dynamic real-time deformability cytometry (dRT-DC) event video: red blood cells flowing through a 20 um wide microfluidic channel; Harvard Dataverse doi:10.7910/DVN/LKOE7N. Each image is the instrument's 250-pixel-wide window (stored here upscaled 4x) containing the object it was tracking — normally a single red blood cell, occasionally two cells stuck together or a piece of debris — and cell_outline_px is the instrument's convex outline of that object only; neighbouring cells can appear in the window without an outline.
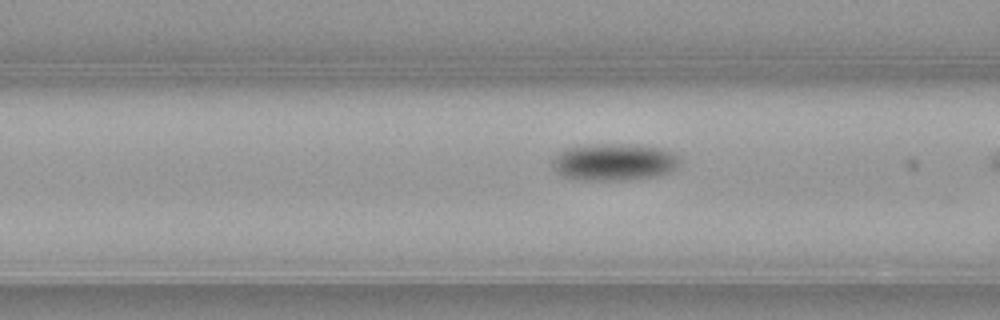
{"species": "common noctule bat (a hibernating species)", "species_latin": "Nyctalus noctula", "temperature_condition": "warm", "stored_images_in_passage": 13, "camera_frame_rate_fps": 3000, "um_per_image_px": 0.085, "animal": {"sex": "female", "body_mass_g": 21.9}, "frame": {"image": 1, "passage_image": 11, "time_ms": 3.333, "image_size_px": [1000, 320], "cell_outline_px": [[680, 168], [672, 172], [656, 176], [632, 180], [576, 180], [564, 176], [556, 172], [552, 168], [552, 160], [564, 148], [596, 144], [640, 144], [660, 148], [672, 152], [680, 156]], "centroid_in_image_um": [52.25, 13.78], "position_along_channel_um": 114.3, "area_um2": 28.15}}